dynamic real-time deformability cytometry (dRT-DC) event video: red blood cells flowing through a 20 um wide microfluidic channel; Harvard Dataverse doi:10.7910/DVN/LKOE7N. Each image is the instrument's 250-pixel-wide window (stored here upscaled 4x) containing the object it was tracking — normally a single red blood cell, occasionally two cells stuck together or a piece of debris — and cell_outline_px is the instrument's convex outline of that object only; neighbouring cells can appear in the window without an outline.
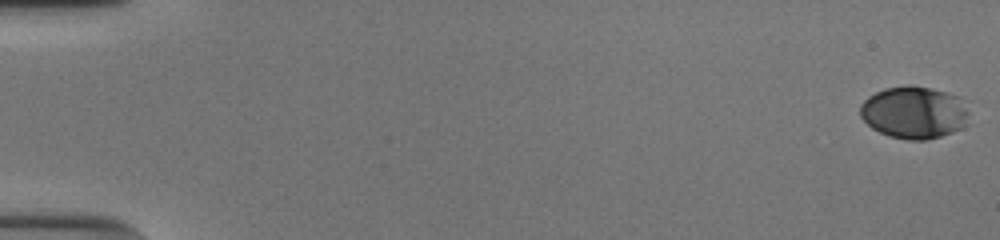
{"species": "human", "species_latin": "Homo sapiens", "temperature_condition": "cold", "stored_images_in_passage": 53, "camera_frame_rate_fps": 3000, "um_per_image_px": 0.085, "donor": {"sex": "male"}, "frame": {"image": 1, "passage_image": 1, "time_ms": 0.0, "image_size_px": [1000, 240], "cell_outline_px": [[968, 124], [952, 132], [928, 140], [908, 140], [888, 136], [872, 128], [860, 116], [860, 104], [868, 96], [884, 88], [908, 84], [912, 84], [932, 88], [948, 92], [960, 96], [968, 112]], "centroid_in_image_um": [77.7, 9.54], "position_along_channel_um": 7.3, "area_um2": 33.64}}
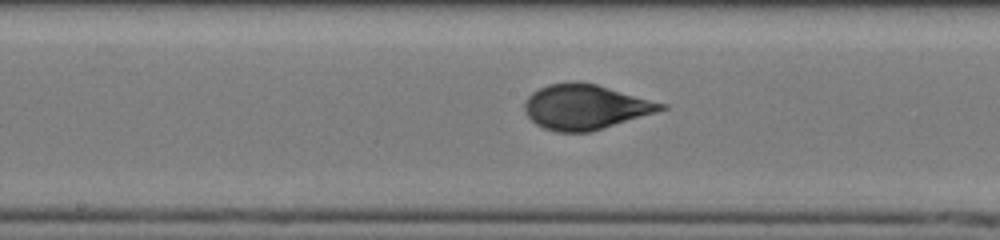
{"frame": {"image": 2, "passage_image": 30, "time_ms": 9.667, "image_size_px": [1000, 240], "cell_outline_px": [[668, 108], [656, 112], [592, 132], [556, 132], [544, 128], [536, 124], [524, 112], [524, 104], [528, 96], [532, 92], [548, 84], [596, 84], [668, 104]], "centroid_in_image_um": [49.78, 9.12], "position_along_channel_um": 198.4, "area_um2": 35.26}}
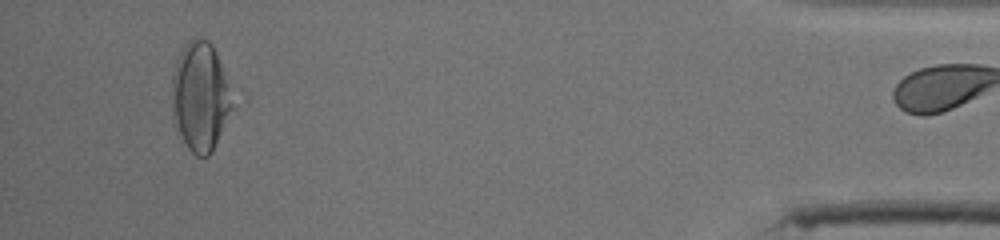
{"frame": {"image": 3, "passage_image": 52, "time_ms": 17.0, "image_size_px": [1000, 240], "cell_outline_px": [[232, 108], [212, 152], [208, 156], [196, 156], [188, 148], [172, 116], [172, 76], [176, 60], [188, 40], [196, 36], [200, 36], [208, 40], [212, 44], [216, 52], [228, 88], [232, 104]], "centroid_in_image_um": [16.99, 8.18], "position_along_channel_um": 418.2, "area_um2": 37.63}, "authors_computed_cell_mechanics": {"area_um2": 35.3158, "velocity_mm_per_s": 3.8545, "shape_relaxation_time_tau1_ms": 6.0205, "shape_relaxation_time_tau2_ms": null, "deformation_change_tau1": 0.2103, "deformation_change_tau2": null}}